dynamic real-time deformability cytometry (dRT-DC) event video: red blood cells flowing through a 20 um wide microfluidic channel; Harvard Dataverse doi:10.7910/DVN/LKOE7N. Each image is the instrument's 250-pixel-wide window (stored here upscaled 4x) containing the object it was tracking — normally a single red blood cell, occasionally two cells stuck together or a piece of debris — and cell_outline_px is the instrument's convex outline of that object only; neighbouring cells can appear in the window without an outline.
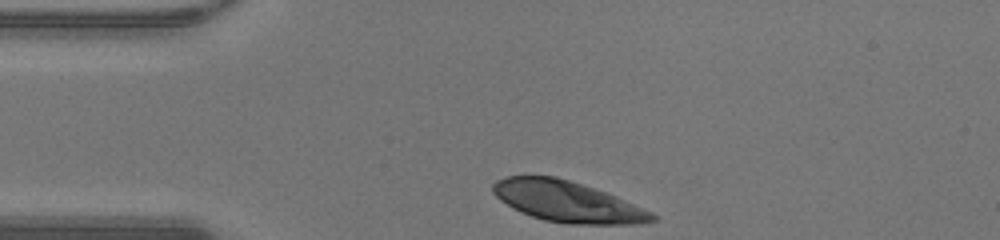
{"species": "human", "species_latin": "Homo sapiens", "temperature_condition": "warm", "stored_images_in_passage": 28, "camera_frame_rate_fps": 3000, "um_per_image_px": 0.085, "donor": {"sex": "male"}, "frame": {"image": 1, "passage_image": 1, "time_ms": 0.0, "image_size_px": [1000, 240], "cell_outline_px": [[656, 220], [632, 224], [568, 224], [544, 220], [520, 212], [512, 208], [500, 200], [492, 192], [492, 184], [496, 180], [508, 176], [556, 176], [616, 196], [652, 212], [656, 216]], "centroid_in_image_um": [48.18, 17.14], "position_along_channel_um": 36.8, "area_um2": 37.57}}
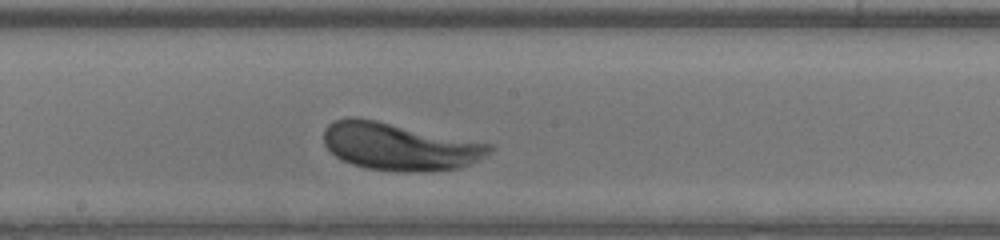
{"frame": {"image": 2, "passage_image": 16, "time_ms": 5.0, "image_size_px": [1000, 240], "cell_outline_px": [[492, 152], [460, 168], [412, 172], [404, 172], [364, 168], [340, 160], [324, 144], [324, 128], [328, 124], [336, 120], [348, 116], [356, 116], [376, 120], [492, 144]], "centroid_in_image_um": [33.9, 12.44], "position_along_channel_um": 214.3, "area_um2": 45.72}}
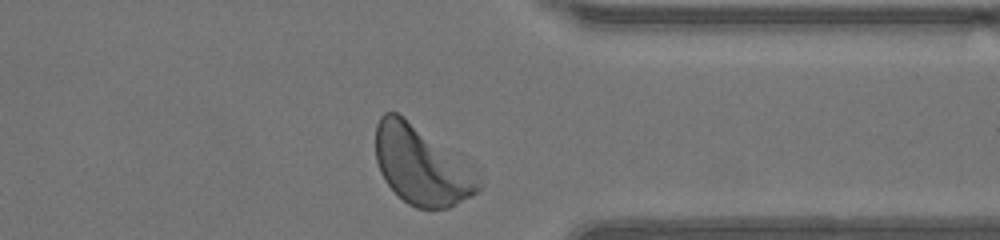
{"frame": {"image": 3, "passage_image": 28, "time_ms": 9.0, "image_size_px": [1000, 240], "cell_outline_px": [[484, 188], [472, 196], [448, 208], [416, 208], [408, 204], [384, 180], [380, 172], [376, 160], [376, 124], [380, 116], [384, 112], [396, 112], [476, 172], [484, 184]], "centroid_in_image_um": [35.81, 14.12], "position_along_channel_um": 375.6, "area_um2": 46.01}, "authors_computed_cell_mechanics": {"area_um2": 44.1014, "velocity_mm_per_s": 4.1936, "shape_relaxation_time_tau1_ms": 1.937, "shape_relaxation_time_tau2_ms": null, "deformation_change_tau1": 0.1187, "deformation_change_tau2": null}}